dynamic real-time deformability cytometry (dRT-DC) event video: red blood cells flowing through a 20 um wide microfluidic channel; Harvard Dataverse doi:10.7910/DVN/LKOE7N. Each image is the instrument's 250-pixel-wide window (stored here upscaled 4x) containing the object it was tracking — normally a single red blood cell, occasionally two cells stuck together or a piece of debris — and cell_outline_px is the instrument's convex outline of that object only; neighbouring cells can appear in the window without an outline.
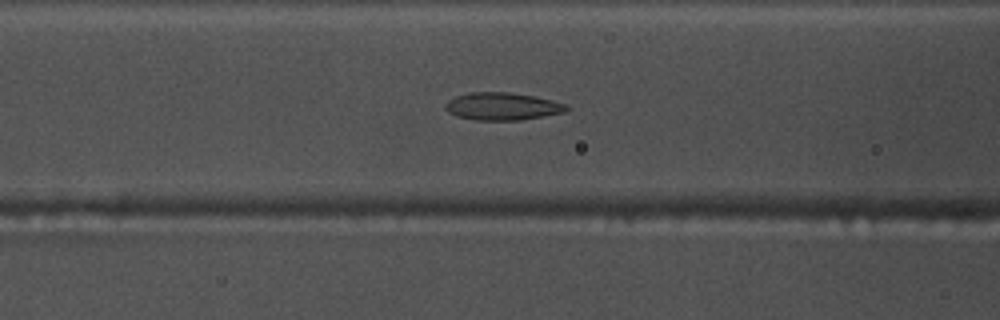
{"species": "common noctule bat (a hibernating species)", "species_latin": "Nyctalus noctula", "temperature_condition": "warm", "stored_images_in_passage": 50, "camera_frame_rate_fps": 3000, "um_per_image_px": 0.085, "animal": {"sex": "male", "body_mass_g": 17.5, "forearm_length_mm": 52.3}, "frame": {"image": 1, "passage_image": 21, "time_ms": 6.667, "image_size_px": [1000, 320], "cell_outline_px": [[572, 108], [568, 112], [520, 120], [476, 120], [456, 116], [448, 112], [444, 108], [444, 104], [448, 100], [456, 96], [468, 92], [508, 92], [536, 96], [568, 104]], "centroid_in_image_um": [42.74, 9.04], "position_along_channel_um": 123.9, "area_um2": 19.83}}
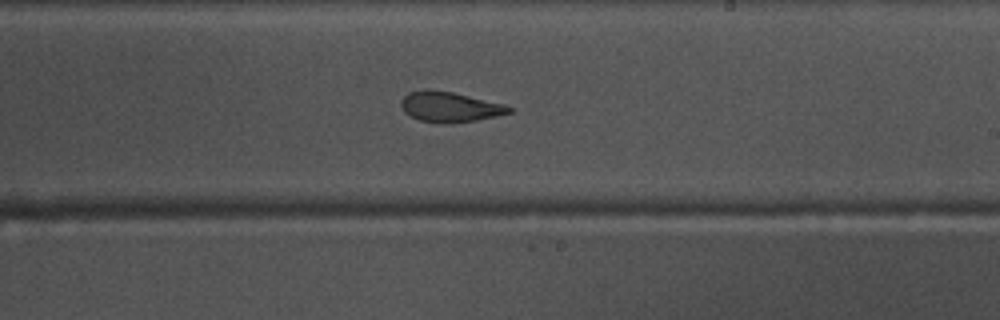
{"frame": {"image": 2, "passage_image": 31, "time_ms": 10.0, "image_size_px": [1000, 320], "cell_outline_px": [[512, 112], [496, 116], [476, 120], [444, 124], [440, 124], [420, 120], [404, 112], [400, 104], [404, 96], [408, 92], [424, 88], [452, 92], [504, 104], [512, 108]], "centroid_in_image_um": [38.2, 9.08], "position_along_channel_um": 250.8, "area_um2": 19.02}}
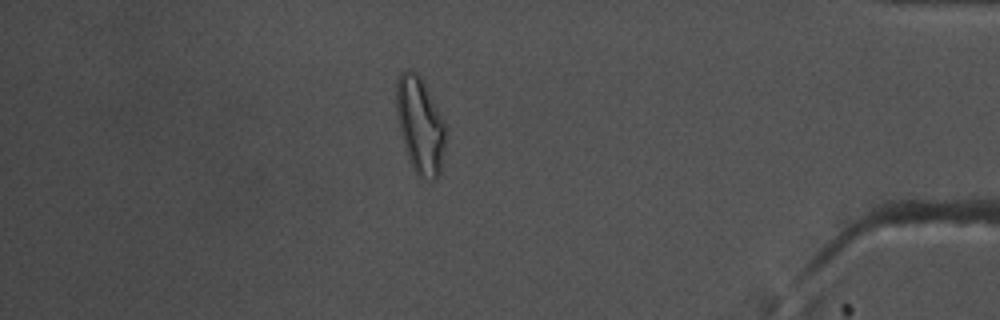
{"frame": {"image": 3, "passage_image": 46, "time_ms": 15.0, "image_size_px": [1000, 320], "cell_outline_px": [[444, 148], [440, 172], [436, 180], [432, 180], [420, 176], [412, 168], [408, 160], [396, 116], [396, 80], [400, 72], [408, 68], [416, 72], [420, 76], [444, 120]], "centroid_in_image_um": [35.67, 10.62], "position_along_channel_um": 399.5, "area_um2": 27.57}}